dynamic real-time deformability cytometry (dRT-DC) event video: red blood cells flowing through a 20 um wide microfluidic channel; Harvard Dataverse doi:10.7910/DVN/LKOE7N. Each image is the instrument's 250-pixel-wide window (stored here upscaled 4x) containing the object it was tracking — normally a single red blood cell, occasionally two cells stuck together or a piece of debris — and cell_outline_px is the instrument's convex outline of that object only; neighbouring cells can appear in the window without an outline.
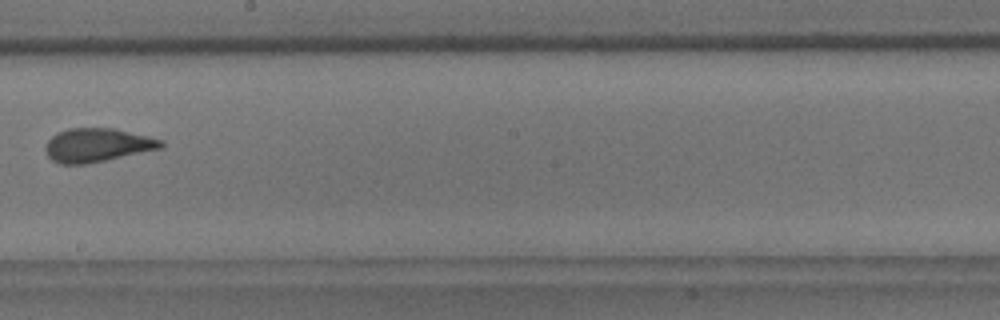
{"species": "common noctule bat (a hibernating species)", "species_latin": "Nyctalus noctula", "temperature_condition": "room temperature", "stored_images_in_passage": 9, "camera_frame_rate_fps": 3000, "um_per_image_px": 0.085, "animal": {"sex": "male", "body_mass_g": 18.8}, "frame": {"image": 1, "passage_image": 9, "time_ms": 2.667, "image_size_px": [1000, 320], "cell_outline_px": [[164, 148], [88, 164], [60, 164], [52, 160], [48, 156], [44, 148], [48, 140], [56, 132], [68, 128], [116, 128], [164, 140]], "centroid_in_image_um": [8.29, 12.33], "position_along_channel_um": 239.9, "area_um2": 23.0}}